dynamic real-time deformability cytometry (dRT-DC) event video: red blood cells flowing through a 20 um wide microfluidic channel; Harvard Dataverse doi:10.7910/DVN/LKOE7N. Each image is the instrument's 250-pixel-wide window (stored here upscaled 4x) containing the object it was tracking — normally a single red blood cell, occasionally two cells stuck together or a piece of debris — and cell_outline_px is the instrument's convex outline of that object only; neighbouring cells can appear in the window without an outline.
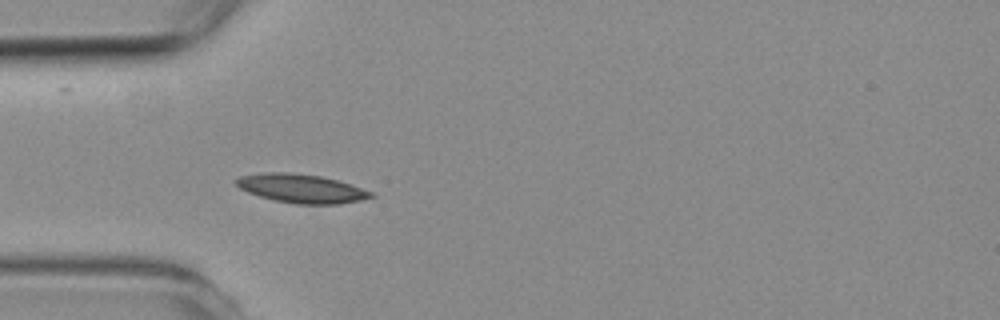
{"species": "common noctule bat (a hibernating species)", "species_latin": "Nyctalus noctula", "temperature_condition": "room temperature", "stored_images_in_passage": 3, "camera_frame_rate_fps": 3000, "um_per_image_px": 0.085, "animal": {"sex": "female", "body_mass_g": 19.3, "forearm_length_mm": 54.1}, "frame": {"image": 1, "passage_image": 3, "time_ms": 3.333, "image_size_px": [1000, 320], "cell_outline_px": [[376, 196], [360, 200], [340, 204], [296, 204], [276, 200], [260, 196], [248, 192], [240, 188], [232, 180], [240, 176], [260, 172], [288, 172], [320, 176], [336, 180], [372, 192]], "centroid_in_image_um": [25.57, 16.01], "position_along_channel_um": 59.4, "area_um2": 22.43}}